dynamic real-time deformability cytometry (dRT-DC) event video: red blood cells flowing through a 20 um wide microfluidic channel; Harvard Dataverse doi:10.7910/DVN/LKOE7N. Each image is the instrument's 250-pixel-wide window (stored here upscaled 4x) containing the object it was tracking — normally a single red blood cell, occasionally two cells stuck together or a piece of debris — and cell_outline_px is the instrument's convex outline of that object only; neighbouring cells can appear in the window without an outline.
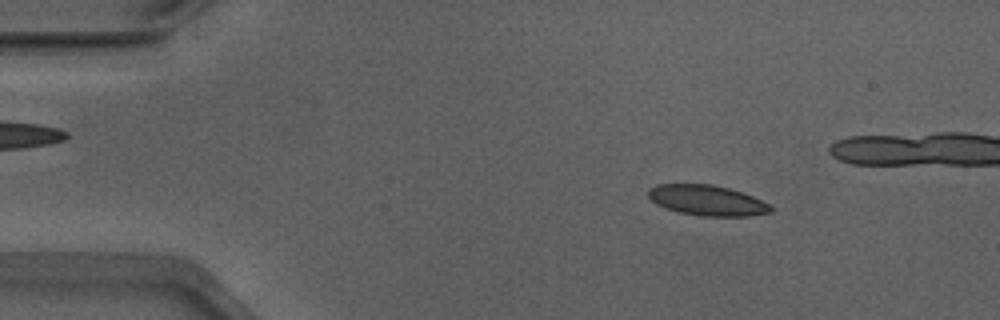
{"species": "Egyptian fruit bat (a non-hibernating species)", "species_latin": "Rousettus aegyptiacus", "temperature_condition": "warm", "stored_images_in_passage": 45, "camera_frame_rate_fps": 3000, "um_per_image_px": 0.085, "animal": {"sex": "male"}, "frame": {"image": 1, "passage_image": 7, "time_ms": 2.0, "image_size_px": [1000, 320], "cell_outline_px": [[772, 212], [748, 216], [700, 216], [680, 212], [664, 208], [656, 204], [648, 196], [648, 188], [656, 184], [712, 184], [728, 188], [752, 196], [768, 204], [772, 208]], "centroid_in_image_um": [60.06, 17.03], "position_along_channel_um": 24.9, "area_um2": 21.62}}
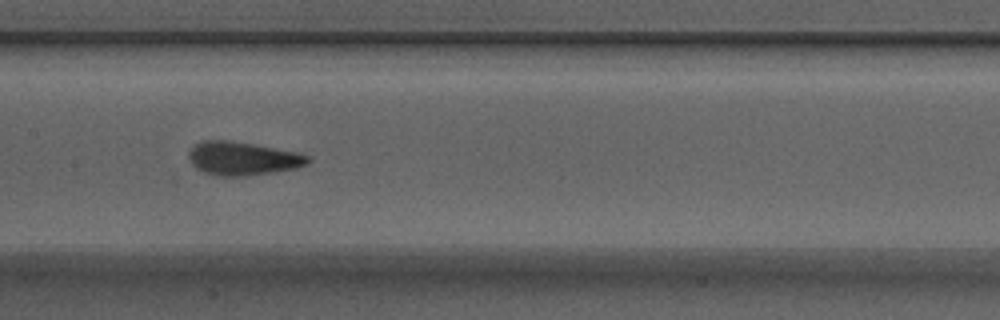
{"frame": {"image": 2, "passage_image": 25, "time_ms": 8.0, "image_size_px": [1000, 320], "cell_outline_px": [[312, 160], [308, 164], [296, 168], [272, 172], [244, 176], [216, 176], [204, 172], [196, 168], [192, 164], [188, 156], [188, 152], [196, 144], [204, 140], [228, 140], [252, 144], [296, 152], [308, 156]], "centroid_in_image_um": [20.61, 13.48], "position_along_channel_um": 186.8, "area_um2": 23.06}}
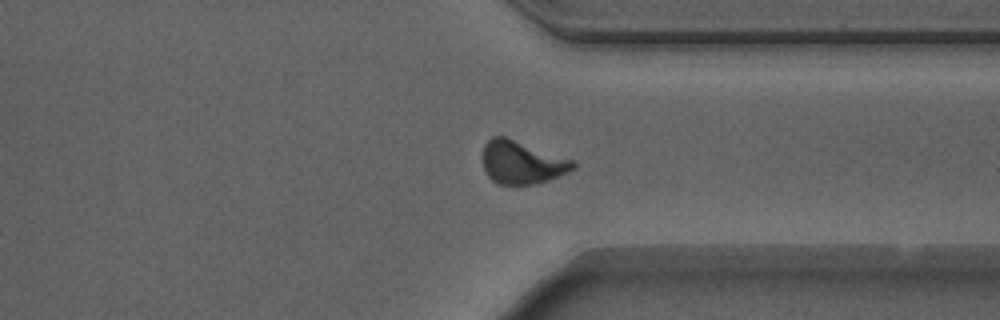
{"frame": {"image": 3, "passage_image": 39, "time_ms": 12.667, "image_size_px": [1000, 320], "cell_outline_px": [[576, 168], [568, 172], [548, 180], [536, 184], [496, 184], [484, 172], [484, 144], [492, 136], [504, 136], [572, 160], [576, 164]], "centroid_in_image_um": [44.34, 13.82], "position_along_channel_um": 367.1, "area_um2": 22.37}, "authors_computed_cell_mechanics": {"area_um2": 22.3686, "velocity_mm_per_s": 3.8822, "shape_relaxation_time_tau1_ms": 3.4919, "shape_relaxation_time_tau2_ms": 1.088, "deformation_change_tau1": 0.1331, "deformation_change_tau2": 0.0585}}